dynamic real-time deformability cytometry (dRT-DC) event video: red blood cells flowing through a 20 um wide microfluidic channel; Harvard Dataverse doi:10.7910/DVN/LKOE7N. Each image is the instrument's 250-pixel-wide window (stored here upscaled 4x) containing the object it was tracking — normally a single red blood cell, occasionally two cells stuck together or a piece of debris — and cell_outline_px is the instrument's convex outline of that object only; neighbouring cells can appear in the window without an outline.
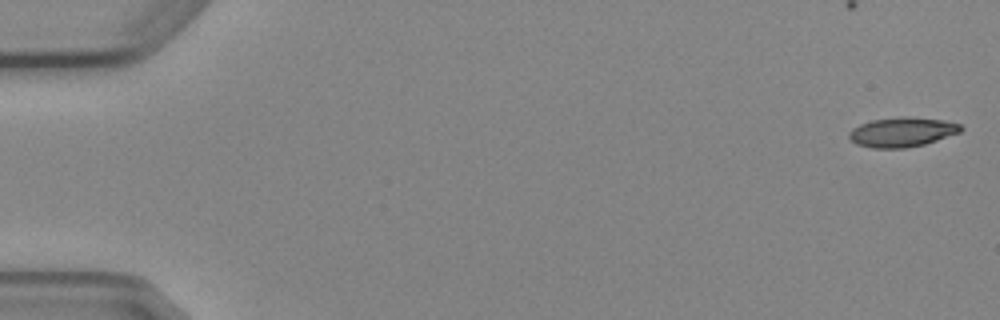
{"species": "Egyptian fruit bat (a non-hibernating species)", "species_latin": "Rousettus aegyptiacus", "temperature_condition": "cold", "stored_images_in_passage": 5, "camera_frame_rate_fps": 3000, "um_per_image_px": 0.085, "animal": {"sex": "female"}, "frame": {"image": 1, "passage_image": 1, "time_ms": 0.0, "image_size_px": [1000, 320], "cell_outline_px": [[964, 128], [960, 132], [924, 144], [904, 148], [872, 148], [856, 144], [848, 136], [848, 132], [852, 128], [860, 124], [872, 120], [900, 116], [908, 116], [940, 120], [960, 124]], "centroid_in_image_um": [76.64, 11.22], "position_along_channel_um": 8.4, "area_um2": 19.19}}
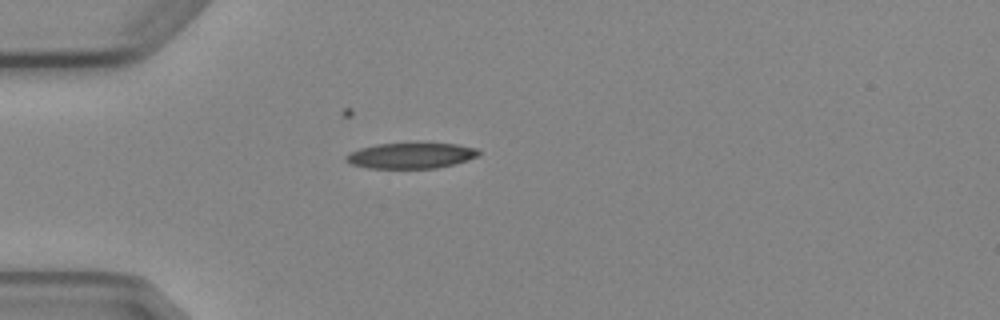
{"frame": {"image": 2, "passage_image": 5, "time_ms": 4.667, "image_size_px": [1000, 320], "cell_outline_px": [[480, 156], [468, 160], [436, 168], [368, 168], [352, 164], [344, 160], [344, 156], [348, 152], [360, 148], [376, 144], [416, 140], [456, 144], [476, 148], [480, 152]], "centroid_in_image_um": [34.92, 13.17], "position_along_channel_um": 50.1, "area_um2": 20.87}}